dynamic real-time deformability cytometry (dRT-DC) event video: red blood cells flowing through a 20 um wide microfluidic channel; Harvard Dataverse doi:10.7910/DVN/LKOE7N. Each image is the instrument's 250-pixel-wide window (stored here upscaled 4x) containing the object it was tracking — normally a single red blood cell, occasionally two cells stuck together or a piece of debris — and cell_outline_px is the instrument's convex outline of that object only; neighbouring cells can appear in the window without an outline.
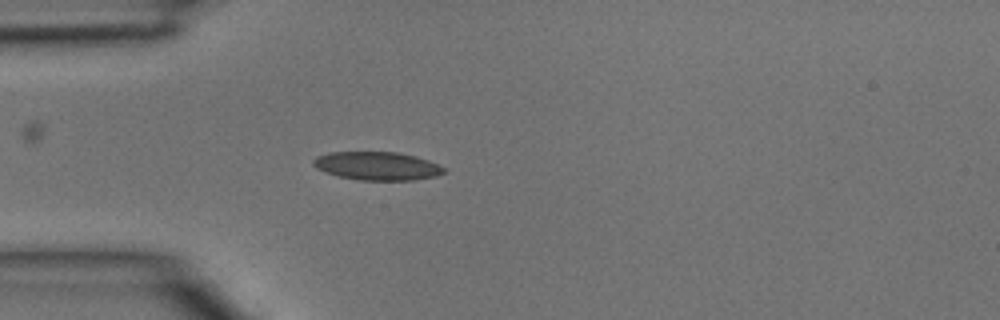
{"species": "common noctule bat (a hibernating species)", "species_latin": "Nyctalus noctula", "temperature_condition": "room temperature", "stored_images_in_passage": 2, "camera_frame_rate_fps": 3000, "um_per_image_px": 0.085, "animal": {"sex": "male", "body_mass_g": 15.6}, "frame": {"image": 1, "passage_image": 2, "time_ms": 0.333, "image_size_px": [1000, 320], "cell_outline_px": [[444, 172], [436, 176], [412, 180], [360, 180], [340, 176], [316, 168], [312, 164], [312, 160], [316, 156], [328, 152], [400, 152], [416, 156], [428, 160], [444, 168]], "centroid_in_image_um": [32.04, 14.09], "position_along_channel_um": 53.0, "area_um2": 21.44}}